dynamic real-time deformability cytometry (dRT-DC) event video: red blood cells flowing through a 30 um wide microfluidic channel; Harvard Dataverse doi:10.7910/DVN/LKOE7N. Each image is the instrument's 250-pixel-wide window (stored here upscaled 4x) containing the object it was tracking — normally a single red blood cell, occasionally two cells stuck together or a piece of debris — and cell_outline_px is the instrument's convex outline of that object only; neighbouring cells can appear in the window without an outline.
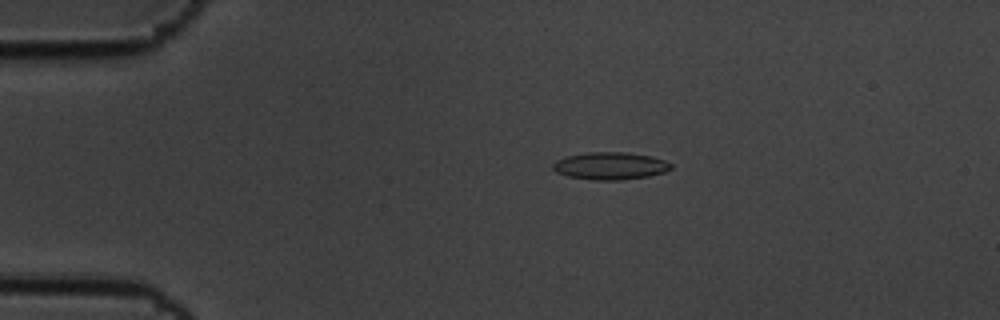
{"species": "common noctule bat (a hibernating species)", "species_latin": "Nyctalus noctula", "temperature_condition": "cold", "stored_images_in_passage": 59, "camera_frame_rate_fps": 3000, "um_per_image_px": 0.085, "animal": {"sex": "male", "body_mass_g": 19.5, "forearm_length_mm": 54.6}, "frame": {"image": 1, "passage_image": 12, "time_ms": 3.667, "image_size_px": [1000, 320], "cell_outline_px": [[672, 168], [664, 172], [648, 176], [620, 180], [592, 180], [568, 176], [556, 172], [552, 168], [552, 164], [556, 160], [564, 156], [588, 152], [628, 152], [652, 156], [664, 160], [672, 164]], "centroid_in_image_um": [51.85, 14.09], "position_along_channel_um": 33.1, "area_um2": 19.02}}
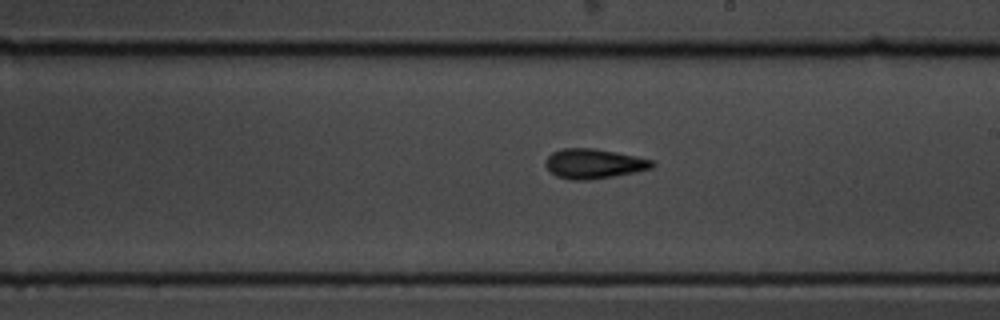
{"frame": {"image": 2, "passage_image": 34, "time_ms": 11.0, "image_size_px": [1000, 320], "cell_outline_px": [[656, 164], [652, 168], [612, 176], [588, 180], [568, 180], [556, 176], [544, 164], [548, 156], [552, 152], [564, 148], [592, 148], [616, 152], [652, 160]], "centroid_in_image_um": [50.44, 13.91], "position_along_channel_um": 238.6, "area_um2": 18.26}}
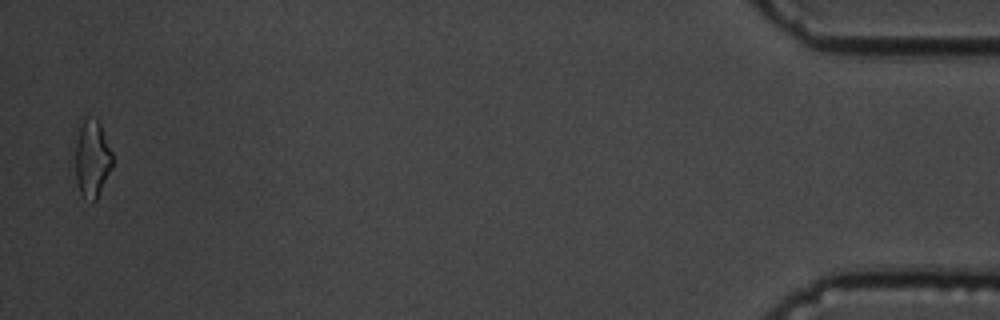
{"frame": {"image": 3, "passage_image": 58, "time_ms": 19.0, "image_size_px": [1000, 320], "cell_outline_px": [[112, 168], [96, 200], [92, 204], [80, 192], [76, 184], [76, 140], [80, 124], [84, 116], [96, 116], [100, 124], [112, 152]], "centroid_in_image_um": [7.83, 13.46], "position_along_channel_um": 427.4, "area_um2": 16.94}, "authors_computed_cell_mechanics": {"area_um2": 17.918, "velocity_mm_per_s": 3.4311, "shape_relaxation_time_tau1_ms": 4.1392, "shape_relaxation_time_tau2_ms": 4.687, "deformation_change_tau1": 0.1243, "deformation_change_tau2": 0.1247}}